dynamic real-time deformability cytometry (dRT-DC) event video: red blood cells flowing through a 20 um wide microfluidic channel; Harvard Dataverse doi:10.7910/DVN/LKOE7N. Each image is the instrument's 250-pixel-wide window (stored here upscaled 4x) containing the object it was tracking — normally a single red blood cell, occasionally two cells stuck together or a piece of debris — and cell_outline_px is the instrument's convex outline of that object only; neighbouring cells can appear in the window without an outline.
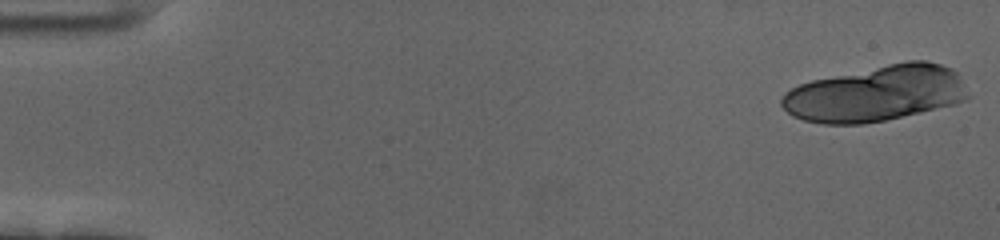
{"species": "human", "species_latin": "Homo sapiens", "temperature_condition": "cold", "stored_images_in_passage": 25, "camera_frame_rate_fps": 3000, "um_per_image_px": 0.085, "donor": {"sex": "female"}, "frame": {"image": 1, "passage_image": 1, "time_ms": 0.0, "image_size_px": [1000, 240], "cell_outline_px": [[972, 96], [968, 100], [956, 104], [884, 120], [864, 124], [824, 124], [804, 120], [792, 116], [780, 104], [780, 100], [784, 92], [800, 84], [812, 80], [888, 64], [908, 60], [928, 60], [952, 68], [956, 72]], "centroid_in_image_um": [74.49, 7.95], "position_along_channel_um": 10.5, "area_um2": 60.75}}